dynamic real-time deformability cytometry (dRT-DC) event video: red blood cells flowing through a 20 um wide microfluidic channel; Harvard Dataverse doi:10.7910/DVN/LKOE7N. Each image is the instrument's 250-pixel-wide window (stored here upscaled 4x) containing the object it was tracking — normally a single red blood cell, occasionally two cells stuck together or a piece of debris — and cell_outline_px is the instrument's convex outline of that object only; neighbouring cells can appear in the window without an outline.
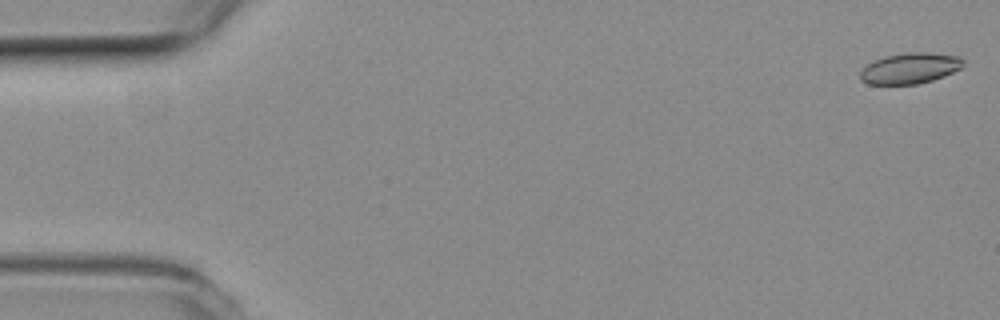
{"species": "common noctule bat (a hibernating species)", "species_latin": "Nyctalus noctula", "temperature_condition": "room temperature", "stored_images_in_passage": 6, "camera_frame_rate_fps": 3000, "um_per_image_px": 0.085, "animal": {"sex": "female", "body_mass_g": 19.3, "forearm_length_mm": 54.1}, "frame": {"image": 1, "passage_image": 1, "time_ms": 0.0, "image_size_px": [1000, 320], "cell_outline_px": [[964, 64], [960, 68], [944, 76], [932, 80], [916, 84], [868, 84], [860, 80], [860, 68], [884, 56], [908, 52], [928, 52], [960, 56], [964, 60]], "centroid_in_image_um": [77.34, 5.79], "position_along_channel_um": 7.7, "area_um2": 18.55}}
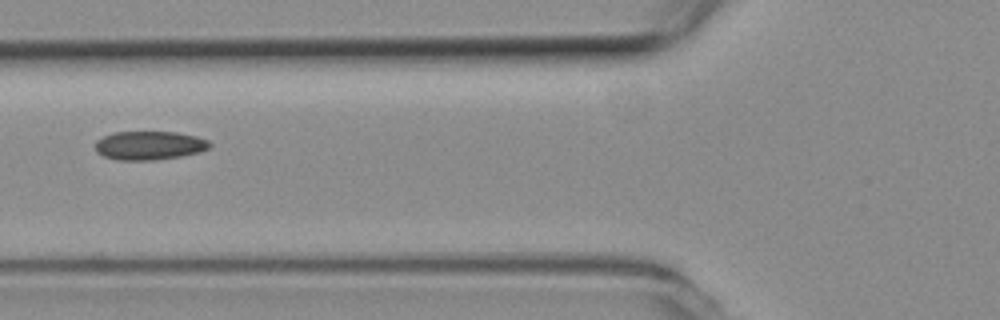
{"frame": {"image": 2, "passage_image": 6, "time_ms": 1.667, "image_size_px": [1000, 320], "cell_outline_px": [[212, 144], [208, 148], [200, 152], [180, 156], [156, 160], [116, 160], [104, 156], [96, 152], [96, 140], [112, 132], [176, 132], [196, 136], [208, 140]], "centroid_in_image_um": [12.69, 12.36], "position_along_channel_um": 113.1, "area_um2": 19.19}}